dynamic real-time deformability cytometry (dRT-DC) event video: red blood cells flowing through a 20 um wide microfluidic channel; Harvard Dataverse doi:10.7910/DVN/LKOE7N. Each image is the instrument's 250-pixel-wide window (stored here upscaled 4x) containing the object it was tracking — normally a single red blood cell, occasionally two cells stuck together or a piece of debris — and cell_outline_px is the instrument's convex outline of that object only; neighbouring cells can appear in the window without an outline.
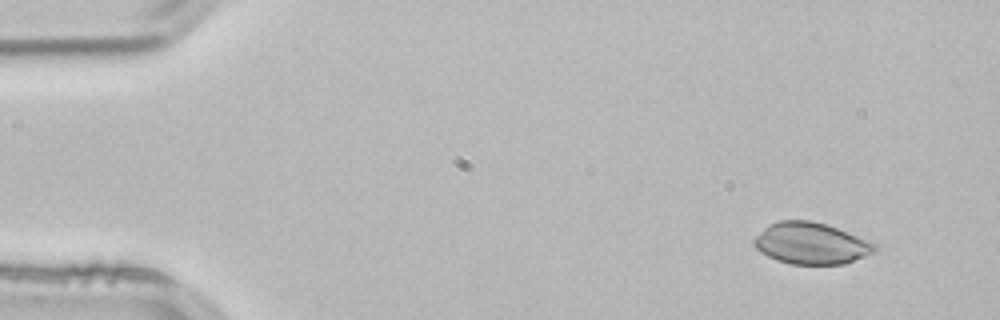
{"species": "common noctule bat (a hibernating species)", "species_latin": "Nyctalus noctula", "temperature_condition": "room temperature", "stored_images_in_passage": 3, "camera_frame_rate_fps": 3000, "um_per_image_px": 0.085, "animal": {"sex": "male", "body_mass_g": 21.5, "forearm_length_mm": 52.0}, "frame": {"image": 1, "passage_image": 1, "time_ms": 0.0, "image_size_px": [1000, 320], "cell_outline_px": [[876, 252], [844, 264], [792, 264], [776, 260], [760, 252], [752, 244], [752, 240], [768, 224], [780, 220], [812, 220], [836, 228], [868, 240], [876, 244]], "centroid_in_image_um": [68.91, 20.69], "position_along_channel_um": 16.1, "area_um2": 29.19}}
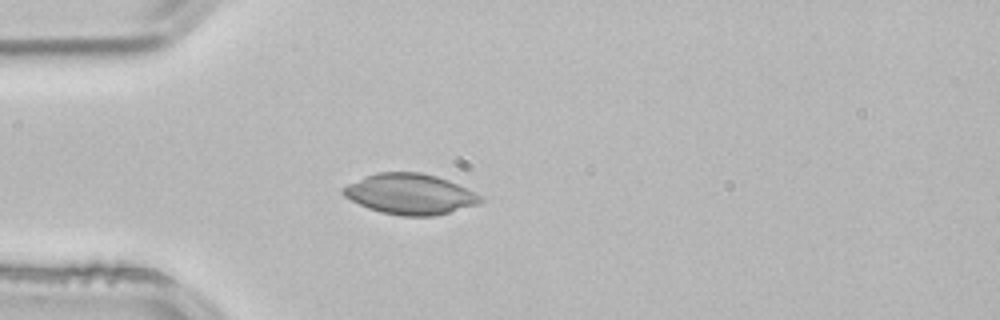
{"frame": {"image": 2, "passage_image": 3, "time_ms": 0.667, "image_size_px": [1000, 320], "cell_outline_px": [[484, 200], [480, 204], [436, 216], [400, 216], [380, 212], [368, 208], [344, 196], [340, 192], [340, 188], [364, 176], [376, 172], [420, 172], [436, 176], [448, 180], [476, 192]], "centroid_in_image_um": [34.85, 16.5], "position_along_channel_um": 50.1, "area_um2": 32.71}}